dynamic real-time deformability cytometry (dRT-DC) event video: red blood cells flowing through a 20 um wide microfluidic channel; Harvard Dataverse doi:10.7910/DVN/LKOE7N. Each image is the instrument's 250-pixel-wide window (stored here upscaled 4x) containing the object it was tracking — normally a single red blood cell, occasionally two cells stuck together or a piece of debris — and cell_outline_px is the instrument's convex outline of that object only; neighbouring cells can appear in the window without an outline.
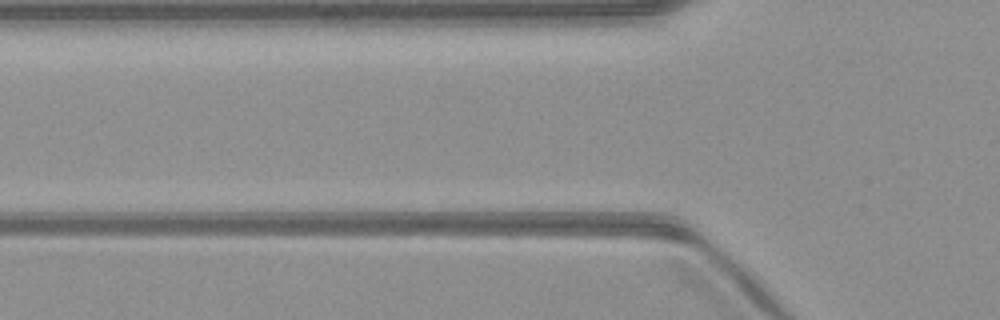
{"species": "common noctule bat (a hibernating species)", "species_latin": "Nyctalus noctula", "temperature_condition": "warm", "stored_images_in_passage": 3, "camera_frame_rate_fps": 3000, "um_per_image_px": 0.085, "animal": {"sex": "male", "body_mass_g": 23.1, "forearm_length_mm": 52.7}, "frame": {"image": 1, "passage_image": 3, "time_ms": 0.667, "image_size_px": [1000, 320], "cell_outline_px": [[684, 232], [464, 220], [456, 212], [644, 212], [684, 228]], "centroid_in_image_um": [49.21, 18.67], "position_along_channel_um": 76.6, "area_um2": 20.17}}